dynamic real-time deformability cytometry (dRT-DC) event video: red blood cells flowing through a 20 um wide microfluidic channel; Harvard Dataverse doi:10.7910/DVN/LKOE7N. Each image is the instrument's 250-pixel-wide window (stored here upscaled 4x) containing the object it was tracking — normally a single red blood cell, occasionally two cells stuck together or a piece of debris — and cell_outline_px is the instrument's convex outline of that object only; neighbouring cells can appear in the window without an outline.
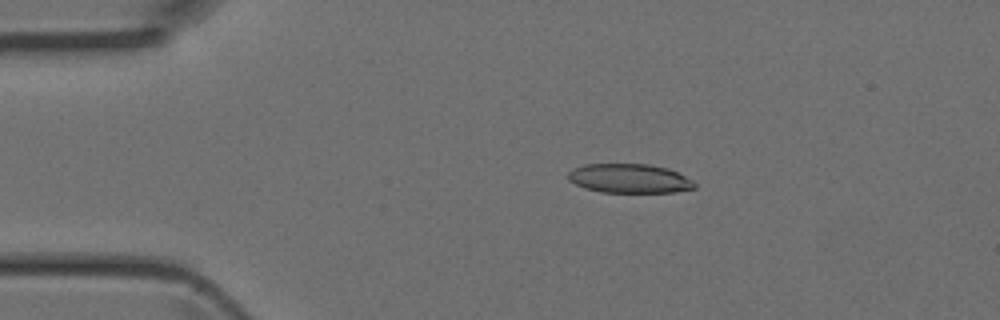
{"species": "Egyptian fruit bat (a non-hibernating species)", "species_latin": "Rousettus aegyptiacus", "temperature_condition": "room temperature", "stored_images_in_passage": 4, "camera_frame_rate_fps": 3000, "um_per_image_px": 0.085, "animal": {"sex": "female"}, "frame": {"image": 1, "passage_image": 3, "time_ms": 0.667, "image_size_px": [1000, 320], "cell_outline_px": [[696, 188], [676, 192], [600, 192], [584, 188], [568, 180], [568, 172], [572, 168], [584, 164], [648, 164], [668, 168], [692, 180], [696, 184]], "centroid_in_image_um": [53.48, 15.17], "position_along_channel_um": 31.5, "area_um2": 21.56}}